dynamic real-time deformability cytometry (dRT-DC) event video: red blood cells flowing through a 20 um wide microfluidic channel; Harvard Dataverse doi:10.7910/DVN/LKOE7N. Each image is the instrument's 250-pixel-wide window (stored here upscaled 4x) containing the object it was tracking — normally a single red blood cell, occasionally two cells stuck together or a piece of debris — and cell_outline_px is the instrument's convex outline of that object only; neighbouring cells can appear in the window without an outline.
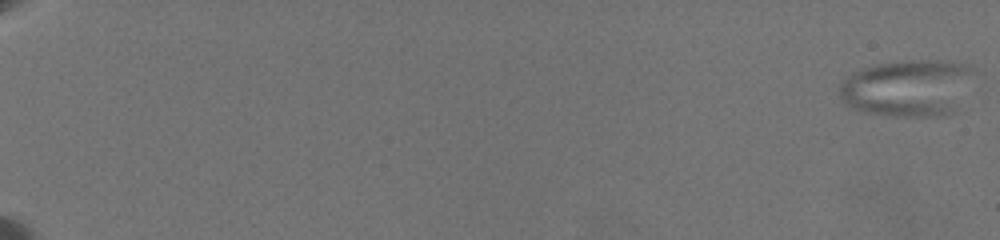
{"species": "common noctule bat (a hibernating species)", "species_latin": "Nyctalus noctula", "temperature_condition": "warm", "stored_images_in_passage": 57, "camera_frame_rate_fps": 3000, "um_per_image_px": 0.085, "animal": {"sex": "female", "body_mass_g": 19.5, "forearm_length_mm": 54.1}, "frame": {"image": 1, "passage_image": 1, "time_ms": 0.0, "image_size_px": [1000, 240], "cell_outline_px": [[976, 68], [956, 108], [952, 112], [944, 116], [888, 116], [860, 112], [844, 104], [840, 100], [840, 84], [852, 72], [876, 64], [904, 60], [952, 60], [968, 64]], "centroid_in_image_um": [77.13, 7.46], "position_along_channel_um": 7.9, "area_um2": 45.03}}
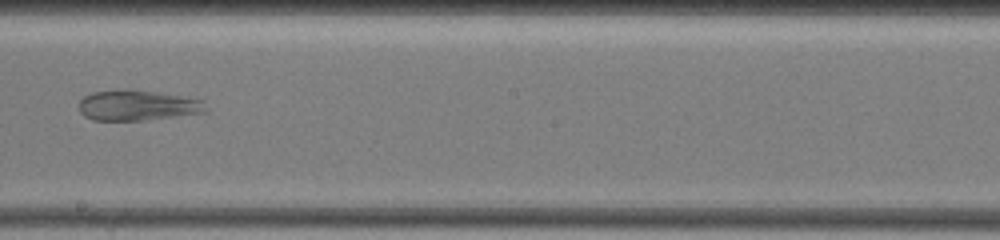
{"frame": {"image": 2, "passage_image": 37, "time_ms": 13.333, "image_size_px": [1000, 240], "cell_outline_px": [[208, 112], [148, 120], [92, 120], [84, 116], [80, 112], [80, 100], [84, 96], [92, 92], [124, 88], [128, 88], [156, 92], [204, 100], [208, 108]], "centroid_in_image_um": [11.71, 8.95], "position_along_channel_um": 236.5, "area_um2": 22.83}}
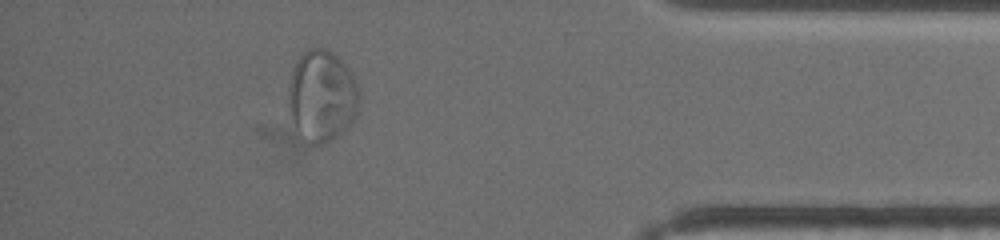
{"frame": {"image": 3, "passage_image": 51, "time_ms": 19.0, "image_size_px": [1000, 240], "cell_outline_px": [[360, 104], [352, 120], [344, 132], [332, 140], [324, 144], [312, 144], [296, 132], [288, 112], [288, 84], [296, 60], [308, 48], [324, 48], [332, 52], [348, 68], [356, 80], [360, 92]], "centroid_in_image_um": [27.35, 8.17], "position_along_channel_um": 407.9, "area_um2": 38.26}}